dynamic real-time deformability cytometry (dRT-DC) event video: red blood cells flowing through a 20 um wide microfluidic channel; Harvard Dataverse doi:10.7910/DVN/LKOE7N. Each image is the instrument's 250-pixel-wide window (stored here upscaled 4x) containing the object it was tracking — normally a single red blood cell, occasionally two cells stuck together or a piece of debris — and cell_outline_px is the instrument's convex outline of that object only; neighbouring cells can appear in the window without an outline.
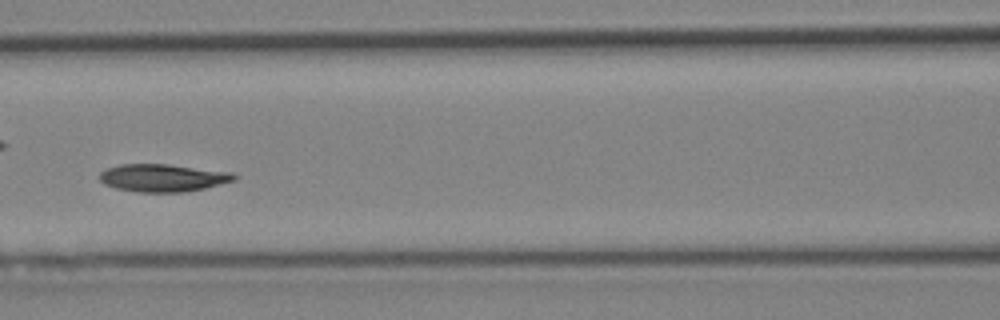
{"species": "Egyptian fruit bat (a non-hibernating species)", "species_latin": "Rousettus aegyptiacus", "temperature_condition": "cold", "stored_images_in_passage": 38, "camera_frame_rate_fps": 3000, "um_per_image_px": 0.085, "animal": {"sex": "female"}, "frame": {"image": 1, "passage_image": 17, "time_ms": 5.333, "image_size_px": [1000, 320], "cell_outline_px": [[236, 180], [204, 188], [184, 192], [136, 192], [116, 188], [104, 184], [100, 180], [100, 172], [108, 168], [120, 164], [168, 164], [232, 172], [236, 176]], "centroid_in_image_um": [13.84, 15.11], "position_along_channel_um": 152.8, "area_um2": 21.62}}